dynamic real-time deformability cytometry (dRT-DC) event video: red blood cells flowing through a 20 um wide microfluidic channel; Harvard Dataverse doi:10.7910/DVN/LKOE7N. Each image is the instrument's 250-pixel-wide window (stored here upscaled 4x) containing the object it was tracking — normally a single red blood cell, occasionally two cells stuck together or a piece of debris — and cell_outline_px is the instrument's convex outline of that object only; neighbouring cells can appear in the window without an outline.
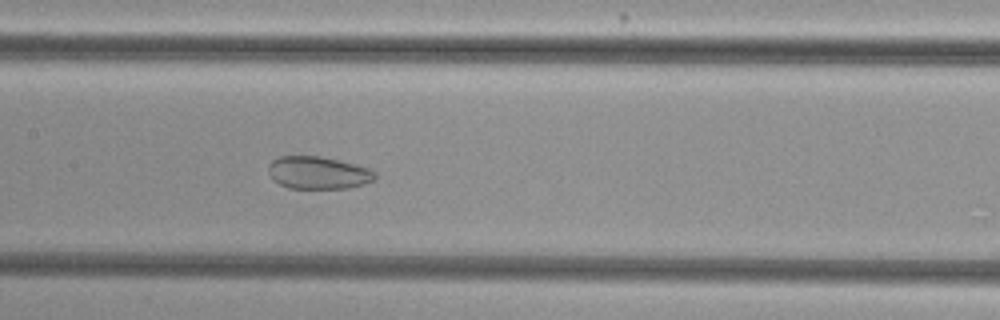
{"species": "common noctule bat (a hibernating species)", "species_latin": "Nyctalus noctula", "temperature_condition": "cold", "stored_images_in_passage": 52, "camera_frame_rate_fps": 3000, "um_per_image_px": 0.085, "animal": {"sex": "female", "body_mass_g": 29.2, "forearm_length_mm": 56.3}, "frame": {"image": 1, "passage_image": 25, "time_ms": 8.0, "image_size_px": [1000, 320], "cell_outline_px": [[376, 180], [364, 184], [348, 188], [288, 188], [272, 180], [268, 172], [268, 164], [272, 160], [280, 156], [320, 156], [368, 168], [376, 172]], "centroid_in_image_um": [27.02, 14.69], "position_along_channel_um": 180.4, "area_um2": 20.23}}
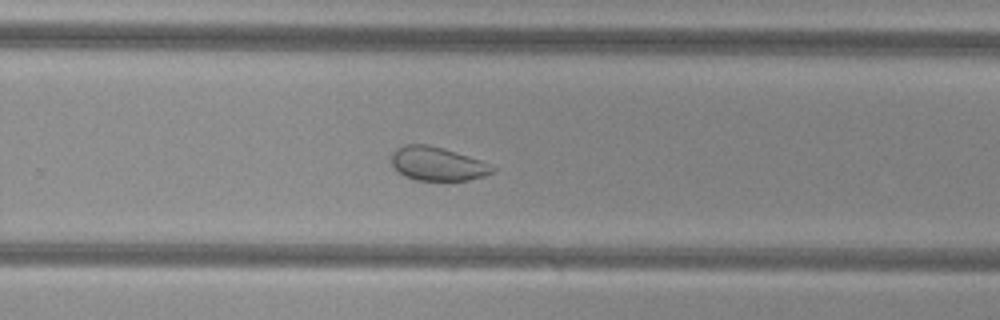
{"frame": {"image": 2, "passage_image": 34, "time_ms": 11.0, "image_size_px": [1000, 320], "cell_outline_px": [[496, 168], [492, 172], [484, 176], [468, 180], [416, 180], [404, 176], [392, 164], [392, 152], [396, 148], [404, 144], [428, 144], [444, 148], [480, 160]], "centroid_in_image_um": [37.16, 13.91], "position_along_channel_um": 292.6, "area_um2": 19.71}}
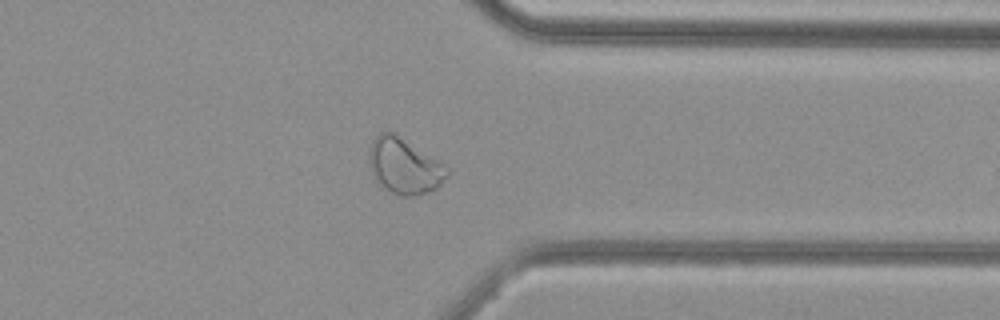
{"frame": {"image": 3, "passage_image": 41, "time_ms": 13.333, "image_size_px": [1000, 320], "cell_outline_px": [[448, 176], [436, 188], [416, 196], [404, 196], [392, 192], [380, 184], [372, 176], [368, 156], [368, 148], [372, 140], [380, 132], [396, 132], [448, 168]], "centroid_in_image_um": [34.32, 14.09], "position_along_channel_um": 377.1, "area_um2": 25.2}, "authors_computed_cell_mechanics": {"area_um2": 27.6284, "velocity_mm_per_s": 3.7496, "shape_relaxation_time_tau1_ms": null, "shape_relaxation_time_tau2_ms": 1.6287, "deformation_change_tau1": null, "deformation_change_tau2": 0.0619}}